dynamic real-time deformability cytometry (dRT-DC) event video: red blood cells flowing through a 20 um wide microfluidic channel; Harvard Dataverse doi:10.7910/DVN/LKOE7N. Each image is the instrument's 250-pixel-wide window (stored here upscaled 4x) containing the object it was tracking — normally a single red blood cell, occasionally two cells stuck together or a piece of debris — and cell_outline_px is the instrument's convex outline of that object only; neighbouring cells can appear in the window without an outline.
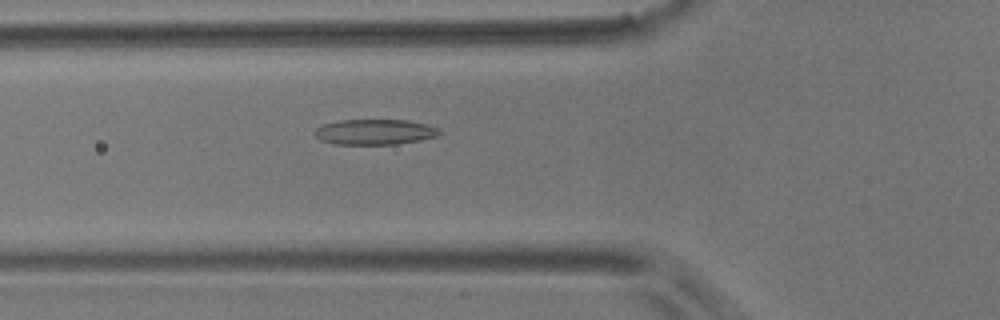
{"species": "common noctule bat (a hibernating species)", "species_latin": "Nyctalus noctula", "temperature_condition": "room temperature", "stored_images_in_passage": 41, "camera_frame_rate_fps": 3000, "um_per_image_px": 0.085, "animal": {"sex": "male", "body_mass_g": 17.9}, "frame": {"image": 1, "passage_image": 13, "time_ms": 4.0, "image_size_px": [1000, 320], "cell_outline_px": [[444, 132], [436, 136], [420, 140], [396, 144], [336, 144], [320, 140], [312, 132], [316, 128], [324, 124], [340, 120], [408, 120], [428, 124], [440, 128]], "centroid_in_image_um": [31.89, 11.21], "position_along_channel_um": 93.9, "area_um2": 18.61}}
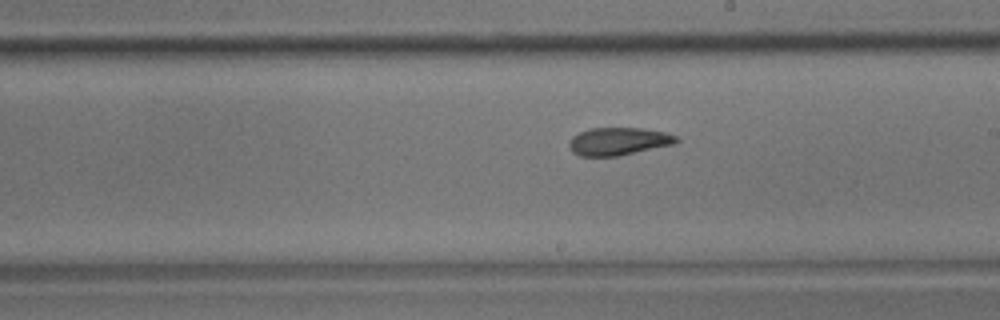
{"frame": {"image": 2, "passage_image": 25, "time_ms": 8.0, "image_size_px": [1000, 320], "cell_outline_px": [[680, 140], [672, 144], [616, 156], [580, 156], [572, 152], [568, 144], [572, 136], [588, 128], [644, 128], [664, 132], [676, 136]], "centroid_in_image_um": [52.52, 12.0], "position_along_channel_um": 236.5, "area_um2": 17.17}}
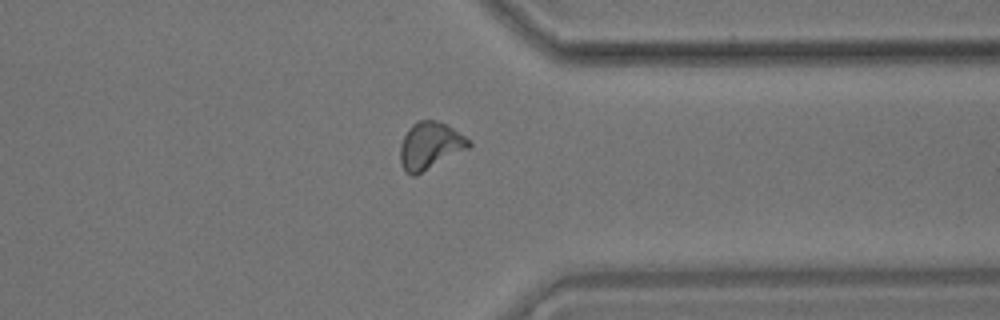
{"frame": {"image": 3, "passage_image": 37, "time_ms": 12.0, "image_size_px": [1000, 320], "cell_outline_px": [[472, 144], [468, 148], [416, 176], [412, 176], [404, 172], [400, 164], [400, 144], [408, 128], [412, 124], [420, 120], [436, 120], [452, 128], [464, 136]], "centroid_in_image_um": [36.5, 12.41], "position_along_channel_um": 374.9, "area_um2": 18.79}, "authors_computed_cell_mechanics": {"area_um2": 18.1492, "velocity_mm_per_s": 3.5525, "shape_relaxation_time_tau1_ms": 10.165, "shape_relaxation_time_tau2_ms": 2.3194, "deformation_change_tau1": 0.1935, "deformation_change_tau2": 0.0819}}